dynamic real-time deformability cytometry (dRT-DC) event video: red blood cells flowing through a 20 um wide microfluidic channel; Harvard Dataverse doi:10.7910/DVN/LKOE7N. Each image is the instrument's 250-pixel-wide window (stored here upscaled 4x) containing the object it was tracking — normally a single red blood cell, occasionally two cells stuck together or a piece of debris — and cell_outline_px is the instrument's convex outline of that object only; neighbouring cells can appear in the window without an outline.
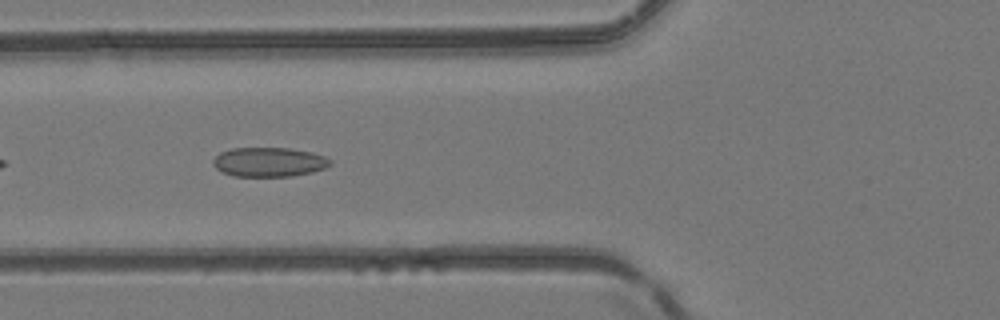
{"species": "common noctule bat (a hibernating species)", "species_latin": "Nyctalus noctula", "temperature_condition": "room temperature", "stored_images_in_passage": 8, "camera_frame_rate_fps": 3000, "um_per_image_px": 0.085, "animal": {"sex": "female", "body_mass_g": 24.6, "forearm_length_mm": 56.2}, "frame": {"image": 1, "passage_image": 5, "time_ms": 1.333, "image_size_px": [1000, 320], "cell_outline_px": [[332, 164], [324, 168], [312, 172], [292, 176], [232, 176], [216, 168], [212, 164], [212, 160], [220, 152], [232, 148], [288, 148], [312, 152], [324, 156], [332, 160]], "centroid_in_image_um": [22.87, 13.77], "position_along_channel_um": 102.9, "area_um2": 20.06}}